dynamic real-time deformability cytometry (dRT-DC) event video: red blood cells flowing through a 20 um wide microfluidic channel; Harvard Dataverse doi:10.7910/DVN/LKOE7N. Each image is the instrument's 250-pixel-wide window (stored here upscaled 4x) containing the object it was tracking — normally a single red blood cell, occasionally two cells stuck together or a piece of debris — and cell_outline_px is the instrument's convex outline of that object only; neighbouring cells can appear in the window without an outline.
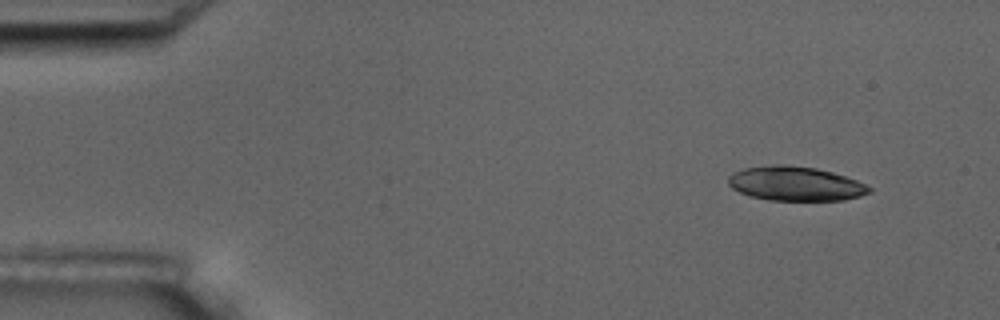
{"species": "common noctule bat (a hibernating species)", "species_latin": "Nyctalus noctula", "temperature_condition": "room temperature", "stored_images_in_passage": 4, "camera_frame_rate_fps": 3000, "um_per_image_px": 0.085, "animal": {"sex": "male", "body_mass_g": 17.5, "forearm_length_mm": 52.3}, "frame": {"image": 1, "passage_image": 1, "time_ms": 0.0, "image_size_px": [1000, 320], "cell_outline_px": [[872, 192], [860, 196], [844, 200], [768, 200], [752, 196], [740, 192], [732, 188], [728, 184], [728, 176], [732, 172], [744, 168], [772, 164], [784, 164], [816, 168], [832, 172], [856, 180], [872, 188]], "centroid_in_image_um": [67.59, 15.6], "position_along_channel_um": 17.4, "area_um2": 28.21}}